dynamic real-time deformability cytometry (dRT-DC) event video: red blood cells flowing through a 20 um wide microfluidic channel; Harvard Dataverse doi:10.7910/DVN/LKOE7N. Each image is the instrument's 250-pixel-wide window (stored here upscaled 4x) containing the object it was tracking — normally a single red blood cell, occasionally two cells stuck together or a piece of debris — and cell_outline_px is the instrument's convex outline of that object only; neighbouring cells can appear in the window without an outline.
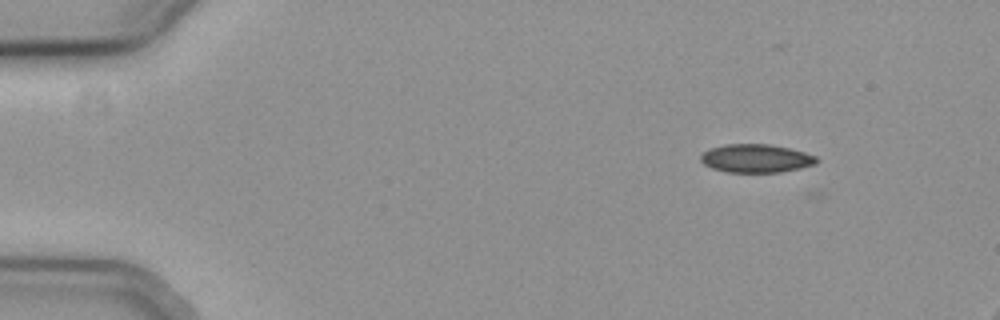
{"species": "common noctule bat (a hibernating species)", "species_latin": "Nyctalus noctula", "temperature_condition": "cold", "stored_images_in_passage": 11, "segment_of_instrument_passage": [1, 2], "camera_frame_rate_fps": 3000, "um_per_image_px": 0.085, "animal": {"sex": "female", "body_mass_g": 19.3, "forearm_length_mm": 54.1}, "frame": {"image": 1, "passage_image": 1, "time_ms": 0.0, "image_size_px": [1000, 320], "cell_outline_px": [[820, 160], [816, 164], [800, 168], [780, 172], [724, 172], [712, 168], [704, 164], [700, 160], [700, 156], [708, 148], [728, 144], [768, 144], [788, 148], [804, 152], [816, 156]], "centroid_in_image_um": [64.26, 13.46], "position_along_channel_um": 20.7, "area_um2": 19.19}}